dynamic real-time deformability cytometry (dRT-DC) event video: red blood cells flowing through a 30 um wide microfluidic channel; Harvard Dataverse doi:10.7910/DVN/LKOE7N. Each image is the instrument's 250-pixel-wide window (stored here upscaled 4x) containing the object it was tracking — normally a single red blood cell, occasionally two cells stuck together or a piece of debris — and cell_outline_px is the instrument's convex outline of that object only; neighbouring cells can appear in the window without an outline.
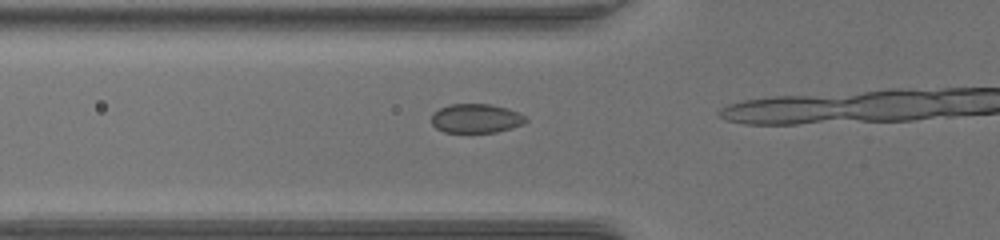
{"species": "common noctule bat (a hibernating species)", "species_latin": "Nyctalus noctula", "temperature_condition": "warm", "stored_images_in_passage": 17, "camera_frame_rate_fps": 3000, "um_per_image_px": 0.085, "animal": {"sex": "female", "body_mass_g": 17.0, "forearm_length_mm": 48.0}, "frame": {"image": 1, "passage_image": 15, "time_ms": 4.667, "image_size_px": [1000, 240], "cell_outline_px": [[528, 120], [524, 124], [512, 128], [496, 132], [444, 132], [436, 128], [432, 124], [432, 112], [440, 108], [452, 104], [488, 104], [508, 108], [520, 112]], "centroid_in_image_um": [40.48, 10.06], "position_along_channel_um": 85.3, "area_um2": 16.07}}